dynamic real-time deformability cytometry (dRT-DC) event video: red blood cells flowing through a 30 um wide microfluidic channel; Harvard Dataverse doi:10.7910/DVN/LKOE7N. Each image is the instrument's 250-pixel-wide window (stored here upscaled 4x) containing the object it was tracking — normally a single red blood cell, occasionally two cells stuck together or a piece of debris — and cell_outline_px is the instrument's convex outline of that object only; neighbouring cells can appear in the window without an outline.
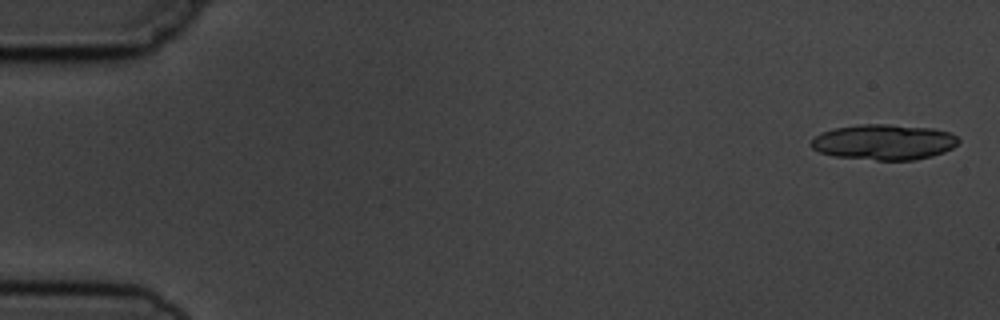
{"species": "common noctule bat (a hibernating species)", "species_latin": "Nyctalus noctula", "temperature_condition": "cold", "stored_images_in_passage": 8, "segment_of_instrument_passage": [1, 2], "camera_frame_rate_fps": 3000, "um_per_image_px": 0.085, "animal": {"sex": "male", "body_mass_g": 19.5, "forearm_length_mm": 54.6}, "frame": {"image": 1, "passage_image": 1, "time_ms": 0.0, "image_size_px": [1000, 320], "cell_outline_px": [[960, 140], [952, 148], [944, 152], [932, 156], [916, 160], [876, 160], [832, 156], [820, 152], [812, 148], [812, 140], [816, 136], [832, 128], [860, 124], [888, 124], [932, 128], [948, 132], [956, 136]], "centroid_in_image_um": [75.14, 12.08], "position_along_channel_um": 9.9, "area_um2": 30.46}}